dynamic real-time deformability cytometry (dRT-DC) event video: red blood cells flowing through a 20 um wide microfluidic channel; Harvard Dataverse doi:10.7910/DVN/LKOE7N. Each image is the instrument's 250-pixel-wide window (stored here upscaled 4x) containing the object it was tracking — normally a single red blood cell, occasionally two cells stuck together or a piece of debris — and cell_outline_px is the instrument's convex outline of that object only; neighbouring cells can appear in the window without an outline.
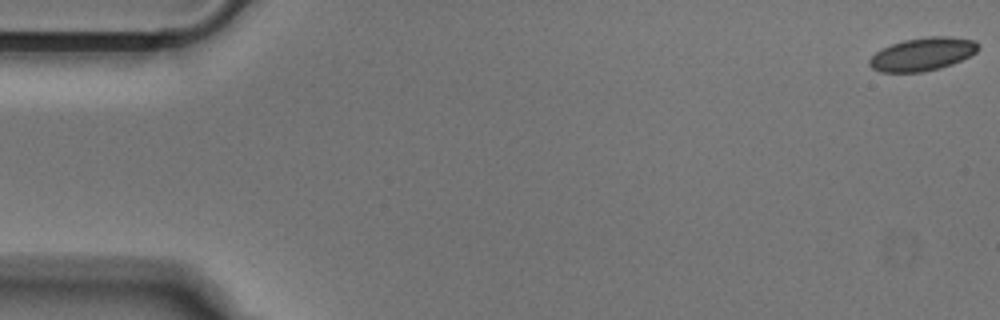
{"species": "Egyptian fruit bat (a non-hibernating species)", "species_latin": "Rousettus aegyptiacus", "temperature_condition": "cold", "stored_images_in_passage": 52, "camera_frame_rate_fps": 3000, "um_per_image_px": 0.085, "animal": {"sex": "male"}, "frame": {"image": 1, "passage_image": 1, "time_ms": 0.0, "image_size_px": [1000, 320], "cell_outline_px": [[980, 48], [976, 52], [952, 64], [940, 68], [920, 72], [880, 72], [872, 68], [868, 64], [868, 60], [876, 52], [892, 44], [904, 40], [928, 36], [948, 36], [976, 40], [980, 44]], "centroid_in_image_um": [78.43, 4.59], "position_along_channel_um": 6.6, "area_um2": 20.98}}
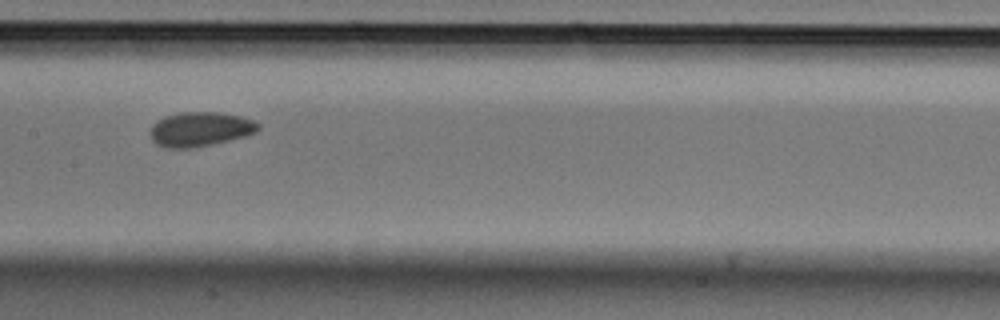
{"frame": {"image": 2, "passage_image": 26, "time_ms": 8.333, "image_size_px": [1000, 320], "cell_outline_px": [[260, 128], [256, 132], [244, 136], [212, 144], [192, 148], [164, 148], [156, 144], [152, 140], [148, 132], [152, 124], [156, 120], [164, 116], [180, 112], [220, 112], [240, 116], [252, 120], [260, 124]], "centroid_in_image_um": [16.96, 10.98], "position_along_channel_um": 190.4, "area_um2": 21.91}}
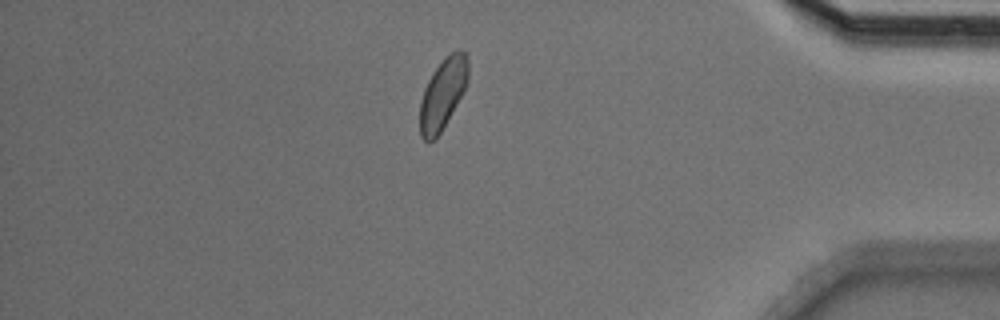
{"frame": {"image": 3, "passage_image": 45, "time_ms": 14.667, "image_size_px": [1000, 320], "cell_outline_px": [[468, 80], [456, 104], [440, 132], [428, 144], [420, 136], [420, 100], [424, 88], [432, 72], [444, 56], [460, 48], [464, 52], [468, 60]], "centroid_in_image_um": [37.61, 7.94], "position_along_channel_um": 397.6, "area_um2": 19.71}}